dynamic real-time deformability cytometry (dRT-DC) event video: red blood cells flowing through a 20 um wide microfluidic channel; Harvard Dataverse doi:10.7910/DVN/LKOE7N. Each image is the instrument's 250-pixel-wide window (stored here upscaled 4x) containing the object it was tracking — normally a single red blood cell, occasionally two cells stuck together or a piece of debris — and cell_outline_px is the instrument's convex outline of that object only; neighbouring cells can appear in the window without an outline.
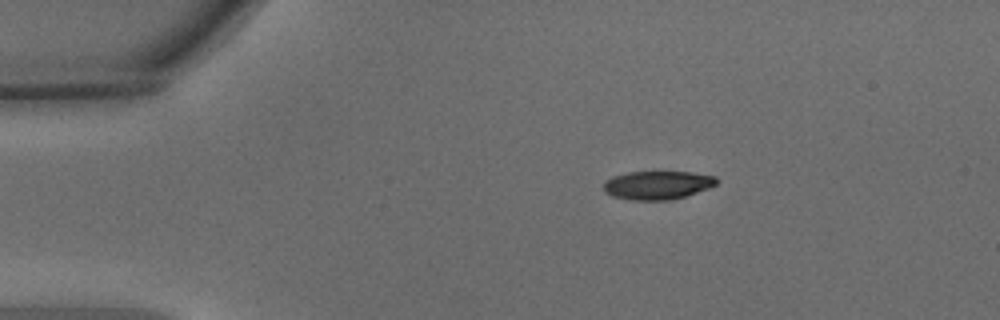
{"species": "common noctule bat (a hibernating species)", "species_latin": "Nyctalus noctula", "temperature_condition": "warm", "stored_images_in_passage": 46, "camera_frame_rate_fps": 3000, "um_per_image_px": 0.085, "animal": {"sex": "male", "body_mass_g": 15.6}, "frame": {"image": 1, "passage_image": 1, "time_ms": 0.0, "image_size_px": [1000, 320], "cell_outline_px": [[720, 180], [716, 184], [708, 188], [684, 196], [668, 200], [632, 200], [612, 196], [604, 192], [604, 184], [612, 176], [628, 172], [692, 172], [716, 176]], "centroid_in_image_um": [55.9, 15.73], "position_along_channel_um": 29.1, "area_um2": 18.67}}
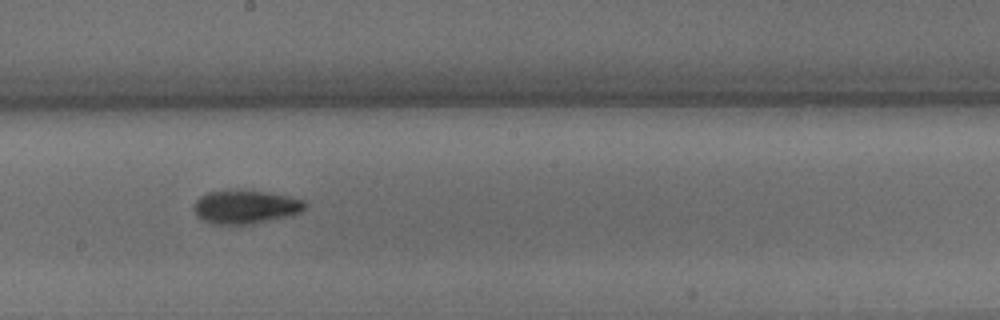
{"frame": {"image": 2, "passage_image": 22, "time_ms": 7.0, "image_size_px": [1000, 320], "cell_outline_px": [[308, 204], [300, 212], [288, 216], [252, 224], [212, 224], [196, 216], [196, 200], [200, 196], [208, 192], [240, 188], [268, 192], [288, 196], [304, 200]], "centroid_in_image_um": [20.88, 17.56], "position_along_channel_um": 227.3, "area_um2": 21.91}}
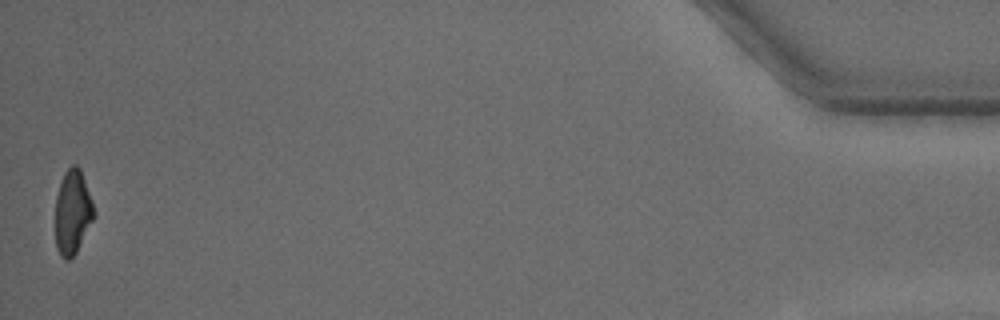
{"frame": {"image": 3, "passage_image": 46, "time_ms": 15.0, "image_size_px": [1000, 320], "cell_outline_px": [[96, 216], [76, 252], [68, 260], [64, 260], [60, 256], [56, 248], [56, 196], [60, 180], [64, 172], [72, 164], [76, 164], [80, 168], [92, 200], [96, 212]], "centroid_in_image_um": [6.18, 18.02], "position_along_channel_um": 429.0, "area_um2": 19.19}, "authors_computed_cell_mechanics": {"area_um2": 20.4612, "velocity_mm_per_s": 3.6613, "shape_relaxation_time_tau1_ms": 3.2026, "shape_relaxation_time_tau2_ms": 3.6632, "deformation_change_tau1": 0.1686, "deformation_change_tau2": 0.1053}}